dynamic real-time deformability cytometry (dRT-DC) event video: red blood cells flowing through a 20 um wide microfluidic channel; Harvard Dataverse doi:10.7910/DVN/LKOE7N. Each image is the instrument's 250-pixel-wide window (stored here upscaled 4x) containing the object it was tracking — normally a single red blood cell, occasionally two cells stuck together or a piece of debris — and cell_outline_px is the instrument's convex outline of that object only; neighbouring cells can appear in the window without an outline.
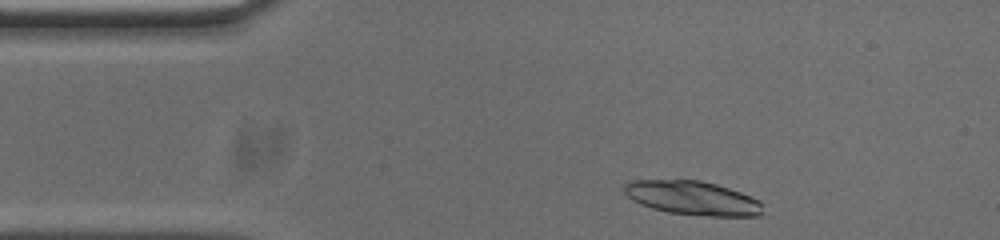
{"species": "common noctule bat (a hibernating species)", "species_latin": "Nyctalus noctula", "temperature_condition": "cold", "stored_images_in_passage": 47, "camera_frame_rate_fps": 3000, "um_per_image_px": 0.085, "animal": {"sex": "male", "body_mass_g": 20.0, "forearm_length_mm": 53.3}, "frame": {"image": 1, "passage_image": 2, "time_ms": 0.333, "image_size_px": [1000, 240], "cell_outline_px": [[764, 204], [760, 216], [708, 216], [668, 212], [652, 208], [640, 204], [632, 200], [624, 192], [624, 184], [628, 180], [700, 180], [716, 184], [740, 192], [760, 200]], "centroid_in_image_um": [58.87, 16.83], "position_along_channel_um": 26.1, "area_um2": 27.51}}